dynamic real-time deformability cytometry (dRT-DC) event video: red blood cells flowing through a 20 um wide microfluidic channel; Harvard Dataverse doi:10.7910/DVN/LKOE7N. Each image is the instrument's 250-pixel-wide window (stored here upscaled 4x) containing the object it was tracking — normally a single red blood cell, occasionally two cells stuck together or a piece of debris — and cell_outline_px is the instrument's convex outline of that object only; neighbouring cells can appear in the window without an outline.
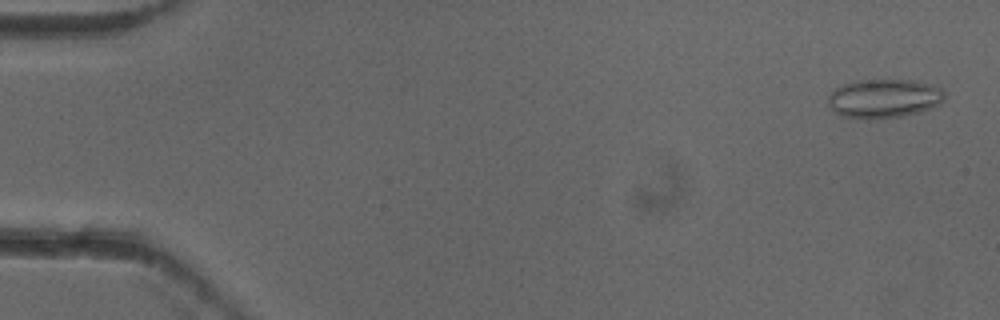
{"species": "common noctule bat (a hibernating species)", "species_latin": "Nyctalus noctula", "temperature_condition": "cold", "stored_images_in_passage": 52, "camera_frame_rate_fps": 3000, "um_per_image_px": 0.085, "animal": {"sex": "female"}, "frame": {"image": 1, "passage_image": 2, "time_ms": 0.333, "image_size_px": [1000, 320], "cell_outline_px": [[948, 92], [944, 100], [940, 104], [932, 108], [900, 116], [864, 120], [844, 116], [836, 112], [828, 104], [828, 96], [836, 88], [844, 84], [856, 80], [916, 80], [940, 88]], "centroid_in_image_um": [75.17, 8.37], "position_along_channel_um": 9.8, "area_um2": 26.47}}
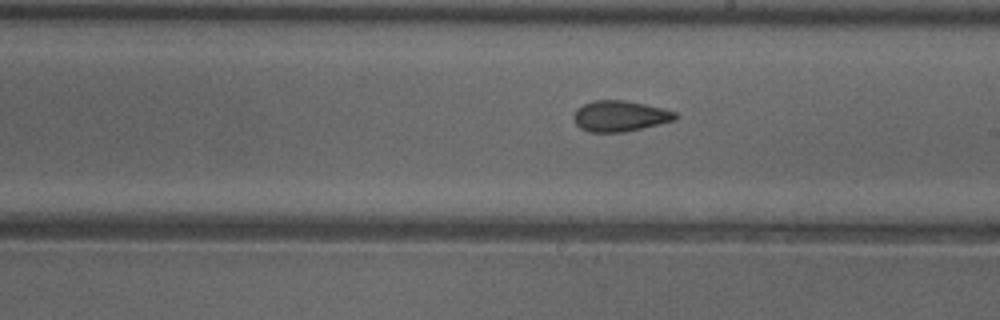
{"frame": {"image": 2, "passage_image": 30, "time_ms": 9.667, "image_size_px": [1000, 320], "cell_outline_px": [[680, 116], [676, 120], [624, 132], [588, 132], [580, 128], [572, 120], [572, 116], [576, 108], [584, 104], [596, 100], [624, 100], [644, 104], [676, 112]], "centroid_in_image_um": [52.66, 9.87], "position_along_channel_um": 236.3, "area_um2": 18.32}}
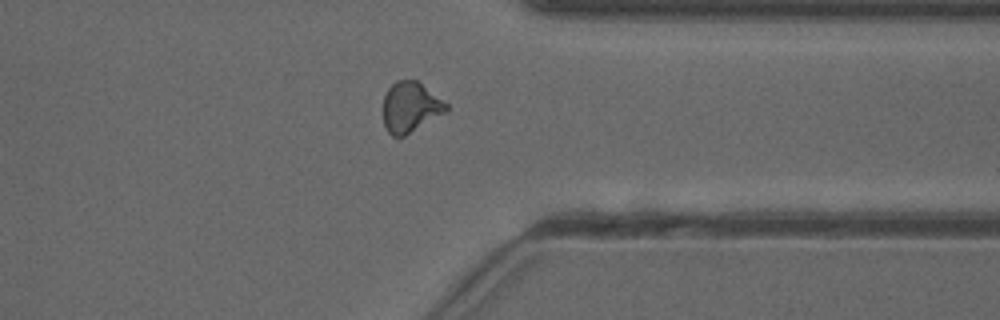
{"frame": {"image": 3, "passage_image": 41, "time_ms": 13.333, "image_size_px": [1000, 320], "cell_outline_px": [[448, 108], [444, 112], [404, 136], [392, 136], [388, 132], [384, 124], [384, 96], [388, 88], [396, 80], [416, 80], [448, 104]], "centroid_in_image_um": [34.85, 9.09], "position_along_channel_um": 376.5, "area_um2": 18.03}, "authors_computed_cell_mechanics": {"area_um2": 18.4093, "velocity_mm_per_s": 3.9413, "shape_relaxation_time_tau1_ms": null, "shape_relaxation_time_tau2_ms": 2.5608, "deformation_change_tau1": null, "deformation_change_tau2": 0.0919}}